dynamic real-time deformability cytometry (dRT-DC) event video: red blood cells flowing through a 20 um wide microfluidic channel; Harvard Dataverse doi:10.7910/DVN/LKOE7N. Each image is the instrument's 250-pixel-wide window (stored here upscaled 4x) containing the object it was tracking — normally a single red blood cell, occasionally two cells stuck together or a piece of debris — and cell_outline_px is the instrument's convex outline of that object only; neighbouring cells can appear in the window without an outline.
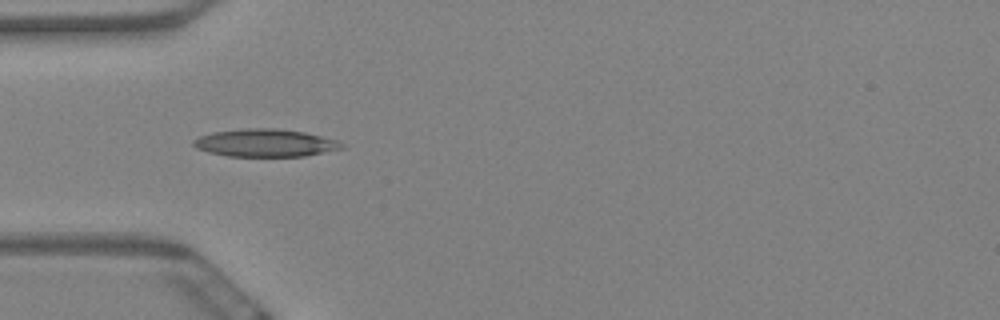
{"species": "Egyptian fruit bat (a non-hibernating species)", "species_latin": "Rousettus aegyptiacus", "temperature_condition": "warm", "stored_images_in_passage": 42, "camera_frame_rate_fps": 3000, "um_per_image_px": 0.085, "animal": {"sex": "female"}, "frame": {"image": 1, "passage_image": 1, "time_ms": 0.0, "image_size_px": [1000, 320], "cell_outline_px": [[344, 148], [304, 156], [228, 156], [208, 152], [196, 148], [192, 144], [192, 140], [200, 136], [212, 132], [244, 128], [276, 128], [304, 132], [336, 140], [344, 144]], "centroid_in_image_um": [22.51, 12.14], "position_along_channel_um": 62.5, "area_um2": 23.87}}
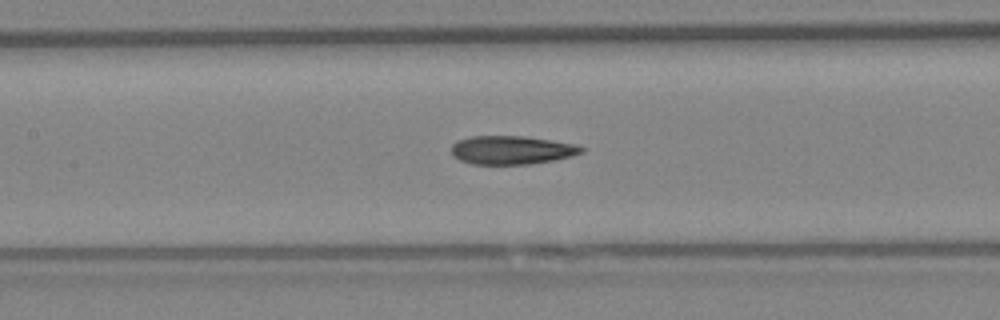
{"frame": {"image": 2, "passage_image": 10, "time_ms": 3.0, "image_size_px": [1000, 320], "cell_outline_px": [[584, 152], [572, 156], [556, 160], [532, 164], [472, 164], [460, 160], [452, 156], [452, 144], [456, 140], [472, 136], [524, 136], [552, 140], [576, 144], [584, 148]], "centroid_in_image_um": [43.5, 12.75], "position_along_channel_um": 163.9, "area_um2": 21.85}}
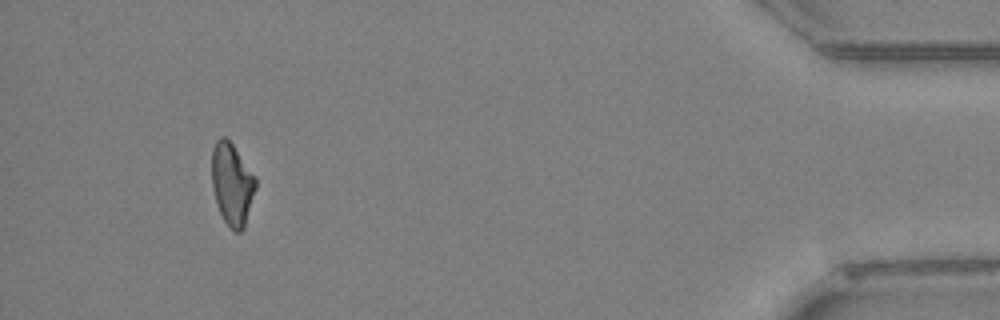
{"frame": {"image": 3, "passage_image": 38, "time_ms": 12.333, "image_size_px": [1000, 320], "cell_outline_px": [[256, 188], [244, 228], [240, 232], [232, 232], [224, 220], [216, 204], [212, 188], [212, 148], [216, 140], [220, 136], [224, 136], [232, 144], [256, 180]], "centroid_in_image_um": [19.69, 15.68], "position_along_channel_um": 415.5, "area_um2": 20.81}, "authors_computed_cell_mechanics": {"area_um2": 21.8195, "velocity_mm_per_s": 3.4237, "shape_relaxation_time_tau1_ms": null, "shape_relaxation_time_tau2_ms": 3.5158, "deformation_change_tau1": null, "deformation_change_tau2": 0.1186}}